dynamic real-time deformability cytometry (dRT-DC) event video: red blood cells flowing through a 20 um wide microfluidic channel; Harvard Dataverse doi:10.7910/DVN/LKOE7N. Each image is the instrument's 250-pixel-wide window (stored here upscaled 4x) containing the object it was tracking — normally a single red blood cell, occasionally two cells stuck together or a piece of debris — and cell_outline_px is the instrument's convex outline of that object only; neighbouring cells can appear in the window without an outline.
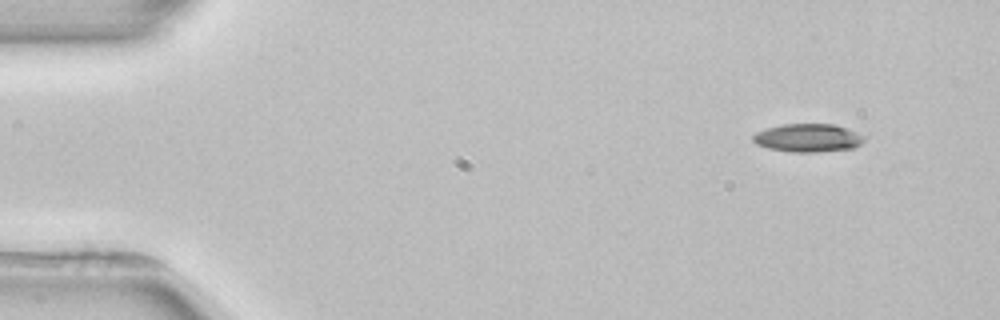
{"species": "common noctule bat (a hibernating species)", "species_latin": "Nyctalus noctula", "temperature_condition": "room temperature", "stored_images_in_passage": 5, "segment_of_instrument_passage": [1, 2], "camera_frame_rate_fps": 3000, "um_per_image_px": 0.085, "animal": {"sex": "female", "body_mass_g": 22.7, "forearm_length_mm": 54.2}, "frame": {"image": 1, "passage_image": 1, "time_ms": 0.0, "image_size_px": [1000, 320], "cell_outline_px": [[864, 140], [860, 144], [852, 148], [820, 152], [792, 152], [768, 148], [756, 144], [752, 140], [752, 136], [756, 132], [780, 124], [832, 124], [856, 132], [864, 136]], "centroid_in_image_um": [68.64, 11.72], "position_along_channel_um": 16.4, "area_um2": 18.15}}
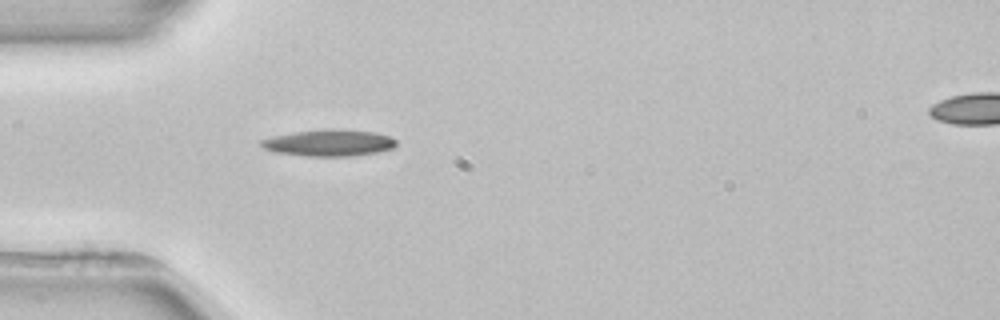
{"frame": {"image": 2, "passage_image": 4, "time_ms": 3.667, "image_size_px": [1000, 320], "cell_outline_px": [[396, 144], [392, 148], [376, 152], [356, 156], [304, 156], [276, 152], [264, 148], [260, 144], [260, 140], [272, 136], [292, 132], [324, 128], [340, 128], [376, 132], [388, 136], [396, 140]], "centroid_in_image_um": [27.96, 12.12], "position_along_channel_um": 57.0, "area_um2": 21.21}}